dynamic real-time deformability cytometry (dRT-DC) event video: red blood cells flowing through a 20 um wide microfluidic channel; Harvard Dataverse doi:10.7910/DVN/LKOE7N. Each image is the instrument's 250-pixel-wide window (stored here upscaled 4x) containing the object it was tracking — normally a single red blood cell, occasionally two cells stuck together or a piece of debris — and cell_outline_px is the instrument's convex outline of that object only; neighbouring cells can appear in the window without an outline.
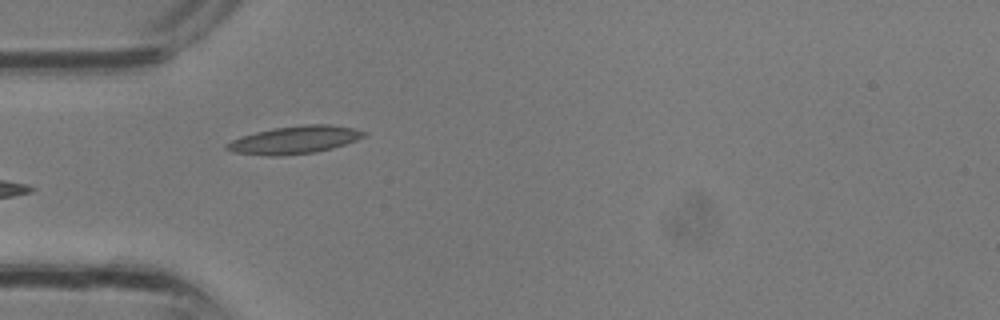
{"species": "common noctule bat (a hibernating species)", "species_latin": "Nyctalus noctula", "temperature_condition": "room temperature", "stored_images_in_passage": 4, "camera_frame_rate_fps": 3000, "um_per_image_px": 0.085, "animal": {"sex": "male", "body_mass_g": 13.3}, "frame": {"image": 1, "passage_image": 3, "time_ms": 0.667, "image_size_px": [1000, 320], "cell_outline_px": [[368, 132], [364, 136], [356, 140], [332, 148], [316, 152], [280, 156], [268, 156], [232, 152], [224, 148], [224, 144], [240, 136], [256, 132], [276, 128], [308, 124], [328, 124], [352, 128]], "centroid_in_image_um": [25.0, 11.9], "position_along_channel_um": 60.0, "area_um2": 22.08}}
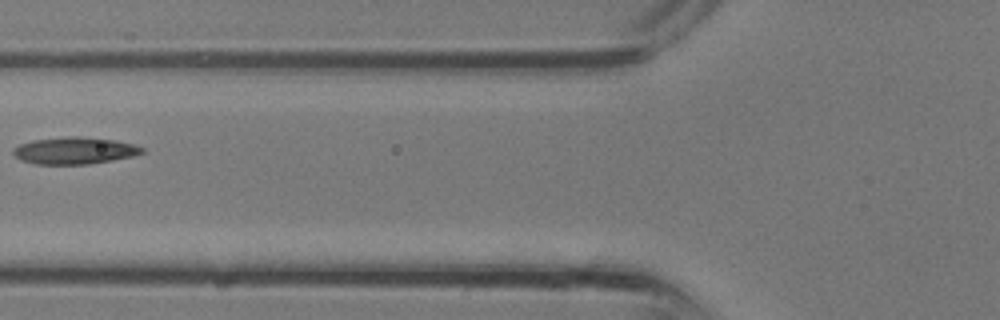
{"frame": {"image": 2, "passage_image": 4, "time_ms": 1.0, "image_size_px": [1000, 320], "cell_outline_px": [[144, 152], [132, 156], [112, 160], [88, 164], [32, 164], [20, 160], [12, 152], [12, 148], [20, 144], [32, 140], [68, 136], [80, 136], [116, 140], [136, 144], [144, 148]], "centroid_in_image_um": [6.33, 12.79], "position_along_channel_um": 119.5, "area_um2": 20.4}}